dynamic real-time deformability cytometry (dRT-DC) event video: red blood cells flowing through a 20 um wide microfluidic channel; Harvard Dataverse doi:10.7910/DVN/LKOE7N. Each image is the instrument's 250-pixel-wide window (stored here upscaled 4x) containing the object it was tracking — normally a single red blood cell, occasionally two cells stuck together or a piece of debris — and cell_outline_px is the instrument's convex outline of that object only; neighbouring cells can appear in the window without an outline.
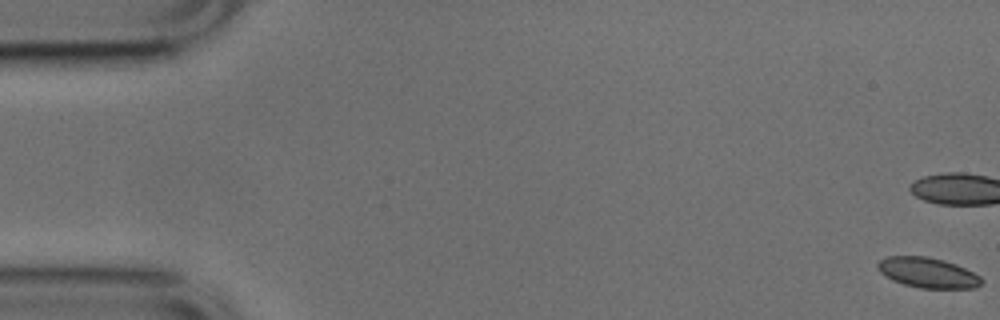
{"species": "common noctule bat (a hibernating species)", "species_latin": "Nyctalus noctula", "temperature_condition": "cold", "stored_images_in_passage": 53, "camera_frame_rate_fps": 3000, "um_per_image_px": 0.085, "animal": {"sex": "male", "body_mass_g": 17.9, "forearm_length_mm": 54.2}, "frame": {"image": 1, "passage_image": 1, "time_ms": 0.0, "image_size_px": [1000, 320], "cell_outline_px": [[984, 280], [976, 288], [920, 288], [904, 284], [892, 280], [880, 272], [876, 264], [880, 260], [888, 256], [924, 256], [944, 260], [956, 264], [980, 276]], "centroid_in_image_um": [78.86, 23.18], "position_along_channel_um": 6.1, "area_um2": 18.21}, "authors_computed_cell_mechanics": {"area_um2": 19.074, "velocity_mm_per_s": 3.8224, "shape_relaxation_time_tau1_ms": 2.562, "shape_relaxation_time_tau2_ms": 2.713, "deformation_change_tau1": 0.0955, "deformation_change_tau2": 0.0814}}